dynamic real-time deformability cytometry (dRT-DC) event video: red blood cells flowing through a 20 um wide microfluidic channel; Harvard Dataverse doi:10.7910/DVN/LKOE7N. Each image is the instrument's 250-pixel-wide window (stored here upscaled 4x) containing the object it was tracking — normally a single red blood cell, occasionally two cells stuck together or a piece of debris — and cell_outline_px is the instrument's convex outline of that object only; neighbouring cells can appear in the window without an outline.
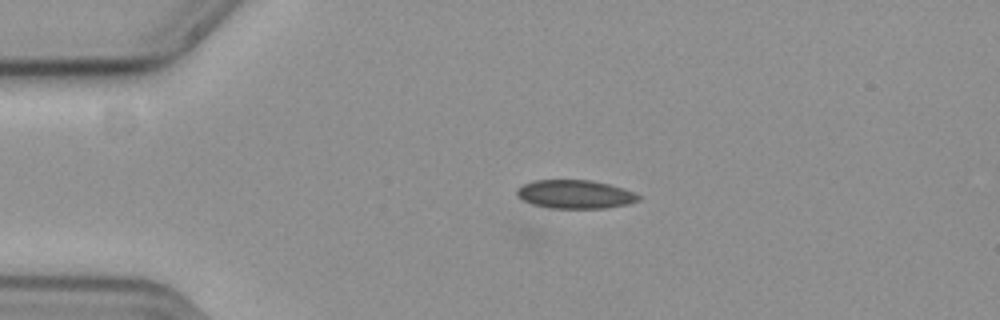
{"species": "common noctule bat (a hibernating species)", "species_latin": "Nyctalus noctula", "temperature_condition": "cold", "stored_images_in_passage": 6, "camera_frame_rate_fps": 3000, "um_per_image_px": 0.085, "animal": {"sex": "female", "body_mass_g": 19.3, "forearm_length_mm": 54.1}, "frame": {"image": 1, "passage_image": 6, "time_ms": 1.667, "image_size_px": [1000, 320], "cell_outline_px": [[640, 200], [628, 204], [604, 208], [548, 208], [532, 204], [524, 200], [516, 192], [524, 184], [532, 180], [592, 180], [608, 184], [632, 192], [640, 196]], "centroid_in_image_um": [48.89, 16.51], "position_along_channel_um": 36.1, "area_um2": 19.94}}